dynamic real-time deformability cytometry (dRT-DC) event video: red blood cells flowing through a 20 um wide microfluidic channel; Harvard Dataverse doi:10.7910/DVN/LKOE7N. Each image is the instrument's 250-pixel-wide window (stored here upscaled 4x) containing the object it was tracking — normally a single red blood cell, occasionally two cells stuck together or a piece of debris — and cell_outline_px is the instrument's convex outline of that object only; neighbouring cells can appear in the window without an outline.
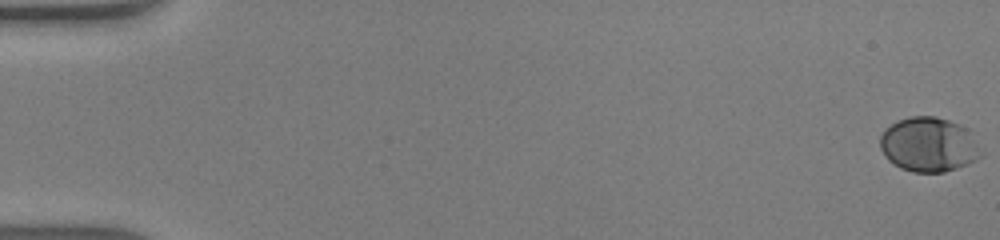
{"species": "human", "species_latin": "Homo sapiens", "temperature_condition": "warm", "stored_images_in_passage": 49, "camera_frame_rate_fps": 3000, "um_per_image_px": 0.085, "donor": {"sex": "male"}, "frame": {"image": 1, "passage_image": 1, "time_ms": 0.0, "image_size_px": [1000, 240], "cell_outline_px": [[984, 156], [968, 164], [944, 172], [912, 172], [900, 168], [888, 160], [884, 156], [880, 148], [880, 136], [884, 128], [908, 116], [936, 116], [972, 128], [984, 148]], "centroid_in_image_um": [79.04, 12.28], "position_along_channel_um": 6.0, "area_um2": 33.18}}
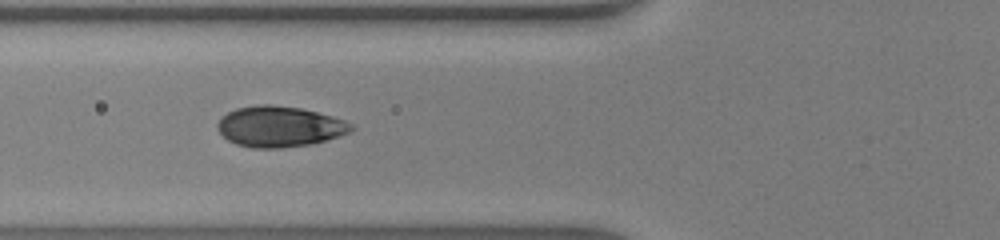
{"frame": {"image": 2, "passage_image": 20, "time_ms": 6.333, "image_size_px": [1000, 240], "cell_outline_px": [[356, 128], [348, 132], [324, 140], [308, 144], [280, 148], [252, 148], [236, 144], [228, 140], [216, 128], [216, 124], [228, 112], [236, 108], [260, 104], [268, 104], [300, 108], [332, 116], [344, 120], [352, 124]], "centroid_in_image_um": [23.73, 10.75], "position_along_channel_um": 102.1, "area_um2": 31.39}}
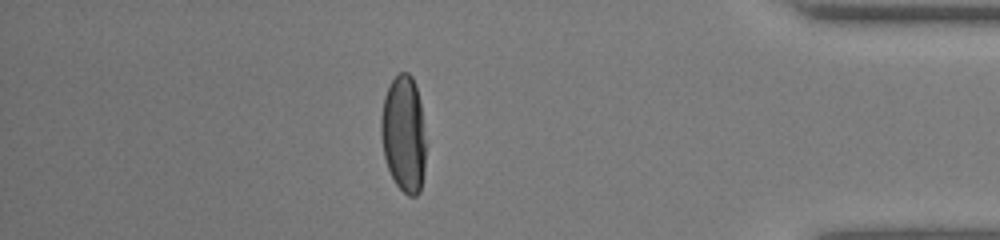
{"frame": {"image": 3, "passage_image": 43, "time_ms": 14.0, "image_size_px": [1000, 240], "cell_outline_px": [[424, 172], [420, 192], [416, 196], [408, 196], [396, 184], [388, 168], [384, 156], [380, 132], [380, 116], [384, 96], [392, 80], [400, 72], [408, 72], [412, 76], [416, 84], [420, 100], [424, 140]], "centroid_in_image_um": [34.29, 11.37], "position_along_channel_um": 400.9, "area_um2": 30.4}, "authors_computed_cell_mechanics": {"area_um2": 31.79, "velocity_mm_per_s": 4.3563, "shape_relaxation_time_tau1_ms": 2.8492, "shape_relaxation_time_tau2_ms": null, "deformation_change_tau1": 0.1824, "deformation_change_tau2": null}}